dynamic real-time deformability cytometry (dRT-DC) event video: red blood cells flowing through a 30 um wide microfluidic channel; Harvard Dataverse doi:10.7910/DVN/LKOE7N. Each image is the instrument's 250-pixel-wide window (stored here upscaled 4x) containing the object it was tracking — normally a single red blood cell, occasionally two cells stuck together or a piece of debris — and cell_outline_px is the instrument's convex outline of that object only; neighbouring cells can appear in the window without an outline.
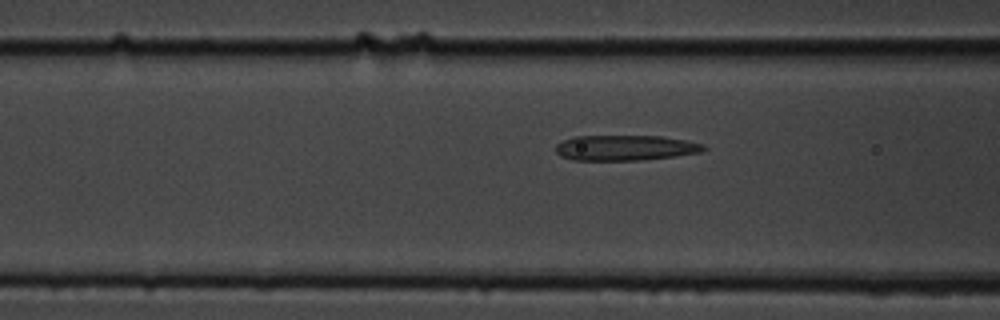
{"species": "common noctule bat (a hibernating species)", "species_latin": "Nyctalus noctula", "temperature_condition": "cold", "stored_images_in_passage": 41, "camera_frame_rate_fps": 3000, "um_per_image_px": 0.085, "animal": {"sex": "male", "body_mass_g": 19.5, "forearm_length_mm": 54.6}, "frame": {"image": 1, "passage_image": 11, "time_ms": 3.333, "image_size_px": [1000, 320], "cell_outline_px": [[708, 148], [700, 152], [676, 156], [640, 160], [572, 160], [560, 156], [556, 152], [556, 144], [564, 140], [576, 136], [664, 136], [704, 144]], "centroid_in_image_um": [53.15, 12.56], "position_along_channel_um": 113.4, "area_um2": 21.91}}
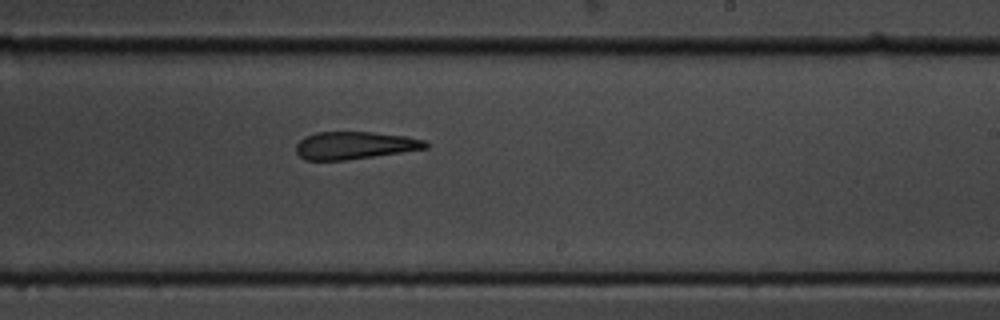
{"frame": {"image": 2, "passage_image": 23, "time_ms": 7.333, "image_size_px": [1000, 320], "cell_outline_px": [[428, 148], [344, 160], [304, 160], [296, 152], [296, 144], [304, 136], [316, 132], [372, 132], [408, 136], [424, 140], [428, 144]], "centroid_in_image_um": [30.11, 12.35], "position_along_channel_um": 258.9, "area_um2": 20.69}}
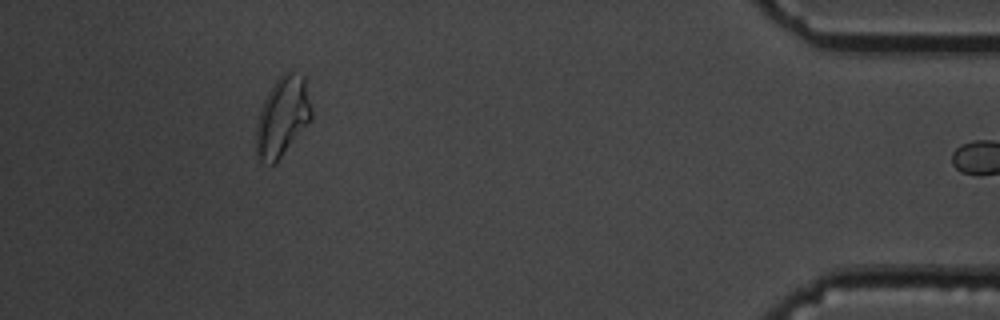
{"frame": {"image": 3, "passage_image": 40, "time_ms": 13.0, "image_size_px": [1000, 320], "cell_outline_px": [[312, 120], [276, 164], [272, 164], [260, 160], [256, 156], [256, 124], [264, 100], [268, 92], [276, 80], [284, 72], [292, 72], [304, 76], [312, 108]], "centroid_in_image_um": [24.02, 9.95], "position_along_channel_um": 411.2, "area_um2": 25.78}}